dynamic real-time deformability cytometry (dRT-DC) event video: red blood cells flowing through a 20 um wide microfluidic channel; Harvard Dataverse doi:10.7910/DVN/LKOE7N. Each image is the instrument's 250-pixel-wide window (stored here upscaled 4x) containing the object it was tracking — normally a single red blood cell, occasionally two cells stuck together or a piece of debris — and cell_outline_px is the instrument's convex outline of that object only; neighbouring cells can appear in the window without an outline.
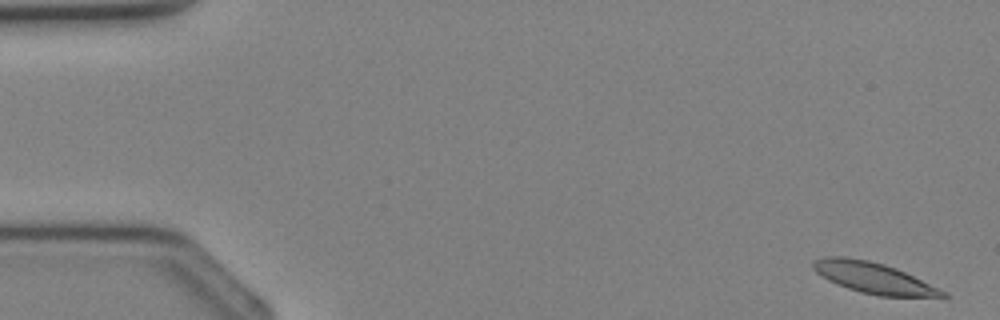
{"species": "Egyptian fruit bat (a non-hibernating species)", "species_latin": "Rousettus aegyptiacus", "temperature_condition": "cold", "stored_images_in_passage": 8, "camera_frame_rate_fps": 3000, "um_per_image_px": 0.085, "animal": {"sex": "female"}, "frame": {"image": 1, "passage_image": 1, "time_ms": 0.0, "image_size_px": [1000, 320], "cell_outline_px": [[948, 296], [880, 296], [860, 292], [848, 288], [828, 280], [816, 272], [812, 268], [812, 260], [824, 256], [844, 256], [868, 260], [884, 264], [896, 268], [948, 292]], "centroid_in_image_um": [74.2, 23.6], "position_along_channel_um": 10.8, "area_um2": 23.18}}